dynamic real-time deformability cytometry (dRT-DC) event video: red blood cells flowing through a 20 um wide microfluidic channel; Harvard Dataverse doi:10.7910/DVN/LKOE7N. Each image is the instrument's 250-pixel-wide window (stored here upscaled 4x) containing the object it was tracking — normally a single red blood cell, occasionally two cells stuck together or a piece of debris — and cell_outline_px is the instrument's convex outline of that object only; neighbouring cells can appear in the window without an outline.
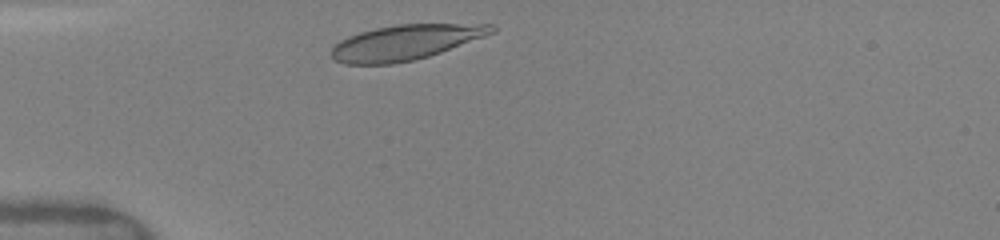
{"species": "human", "species_latin": "Homo sapiens", "temperature_condition": "warm", "stored_images_in_passage": 6, "camera_frame_rate_fps": 3000, "um_per_image_px": 0.085, "donor": {"sex": "female"}, "frame": {"image": 1, "passage_image": 1, "time_ms": 0.0, "image_size_px": [1000, 240], "cell_outline_px": [[496, 32], [440, 52], [428, 56], [412, 60], [392, 64], [344, 64], [332, 60], [328, 56], [328, 52], [340, 40], [348, 36], [360, 32], [376, 28], [396, 24], [496, 24]], "centroid_in_image_um": [34.41, 3.6], "position_along_channel_um": 50.6, "area_um2": 32.89}}
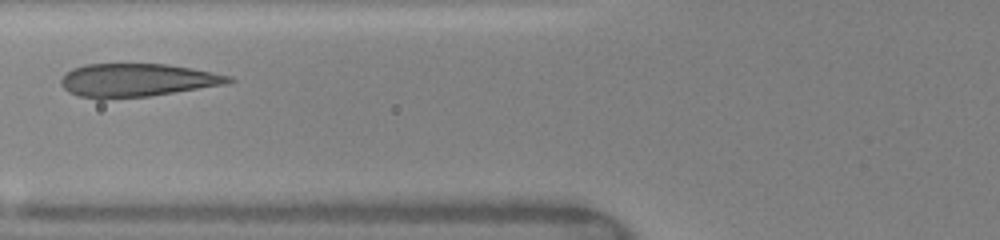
{"frame": {"image": 2, "passage_image": 3, "time_ms": 2.0, "image_size_px": [1000, 240], "cell_outline_px": [[236, 80], [228, 84], [148, 96], [104, 100], [96, 100], [80, 96], [68, 92], [60, 84], [60, 80], [72, 68], [84, 64], [164, 64], [192, 68], [232, 76]], "centroid_in_image_um": [11.64, 6.83], "position_along_channel_um": 114.2, "area_um2": 32.71}}
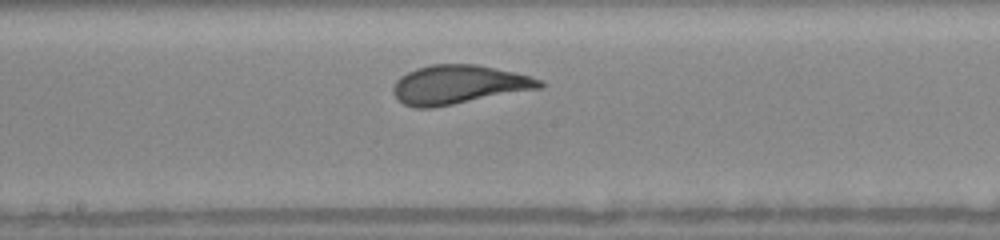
{"frame": {"image": 3, "passage_image": 6, "time_ms": 4.333, "image_size_px": [1000, 240], "cell_outline_px": [[544, 88], [432, 108], [416, 108], [404, 104], [396, 100], [392, 92], [392, 88], [396, 80], [400, 76], [416, 68], [432, 64], [476, 64], [516, 72], [532, 76], [544, 80]], "centroid_in_image_um": [39.01, 7.2], "position_along_channel_um": 209.2, "area_um2": 33.7}}